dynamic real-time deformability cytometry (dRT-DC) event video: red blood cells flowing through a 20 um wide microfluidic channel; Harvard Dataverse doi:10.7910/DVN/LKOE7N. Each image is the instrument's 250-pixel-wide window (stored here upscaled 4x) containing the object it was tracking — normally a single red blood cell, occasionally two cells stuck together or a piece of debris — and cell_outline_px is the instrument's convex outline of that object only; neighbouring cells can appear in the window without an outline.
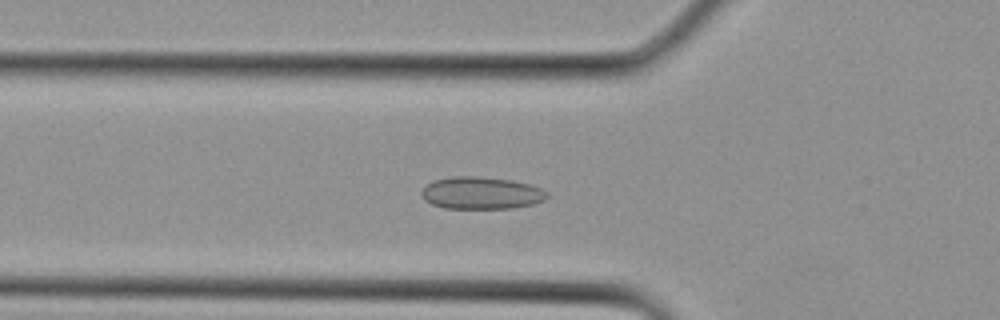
{"species": "Egyptian fruit bat (a non-hibernating species)", "species_latin": "Rousettus aegyptiacus", "temperature_condition": "cold", "stored_images_in_passage": 21, "camera_frame_rate_fps": 3000, "um_per_image_px": 0.085, "animal": {"sex": "female"}, "frame": {"image": 1, "passage_image": 11, "time_ms": 3.333, "image_size_px": [1000, 320], "cell_outline_px": [[548, 196], [544, 200], [532, 204], [512, 208], [444, 208], [432, 204], [424, 200], [420, 196], [420, 192], [428, 184], [436, 180], [452, 176], [476, 176], [512, 180], [532, 184], [548, 192]], "centroid_in_image_um": [40.91, 16.4], "position_along_channel_um": 84.9, "area_um2": 23.64}}
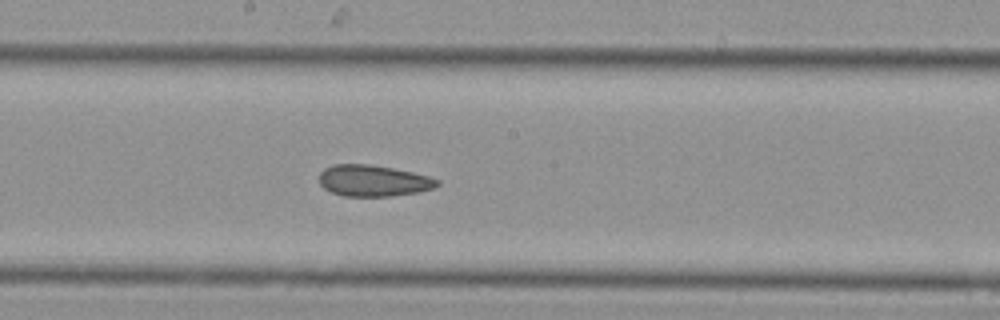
{"frame": {"image": 2, "passage_image": 17, "time_ms": 5.333, "image_size_px": [1000, 320], "cell_outline_px": [[440, 184], [432, 188], [420, 192], [392, 196], [344, 196], [332, 192], [324, 188], [320, 184], [320, 172], [324, 168], [336, 164], [368, 164], [392, 168], [412, 172], [428, 176], [440, 180]], "centroid_in_image_um": [31.74, 15.36], "position_along_channel_um": 216.5, "area_um2": 21.5}}
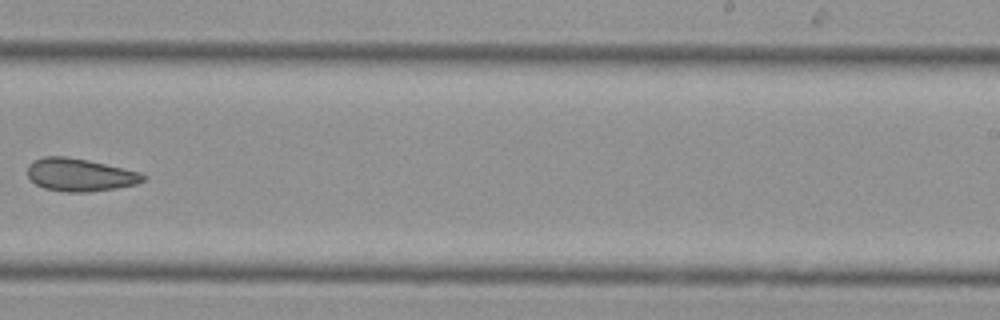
{"frame": {"image": 3, "passage_image": 20, "time_ms": 6.333, "image_size_px": [1000, 320], "cell_outline_px": [[148, 176], [144, 180], [136, 184], [116, 188], [88, 192], [64, 192], [44, 188], [36, 184], [28, 176], [28, 164], [32, 160], [44, 156], [64, 156], [88, 160], [124, 168], [140, 172]], "centroid_in_image_um": [6.79, 14.86], "position_along_channel_um": 282.2, "area_um2": 22.2}}